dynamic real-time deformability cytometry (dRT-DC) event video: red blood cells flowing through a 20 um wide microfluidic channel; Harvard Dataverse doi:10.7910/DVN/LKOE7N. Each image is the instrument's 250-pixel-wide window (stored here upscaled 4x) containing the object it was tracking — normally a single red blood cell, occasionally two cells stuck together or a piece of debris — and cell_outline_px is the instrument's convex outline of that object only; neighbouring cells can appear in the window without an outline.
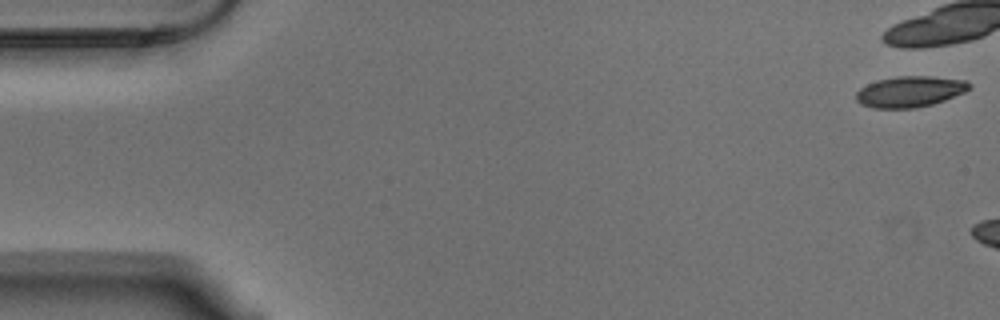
{"species": "Egyptian fruit bat (a non-hibernating species)", "species_latin": "Rousettus aegyptiacus", "temperature_condition": "warm", "stored_images_in_passage": 6, "camera_frame_rate_fps": 3000, "um_per_image_px": 0.085, "animal": {"sex": "male"}, "frame": {"image": 1, "passage_image": 1, "time_ms": 0.0, "image_size_px": [1000, 320], "cell_outline_px": [[972, 88], [964, 92], [944, 100], [932, 104], [916, 108], [872, 108], [860, 104], [856, 100], [856, 92], [860, 88], [876, 80], [896, 76], [928, 76], [964, 80], [972, 84]], "centroid_in_image_um": [77.32, 7.79], "position_along_channel_um": 7.7, "area_um2": 20.46}}